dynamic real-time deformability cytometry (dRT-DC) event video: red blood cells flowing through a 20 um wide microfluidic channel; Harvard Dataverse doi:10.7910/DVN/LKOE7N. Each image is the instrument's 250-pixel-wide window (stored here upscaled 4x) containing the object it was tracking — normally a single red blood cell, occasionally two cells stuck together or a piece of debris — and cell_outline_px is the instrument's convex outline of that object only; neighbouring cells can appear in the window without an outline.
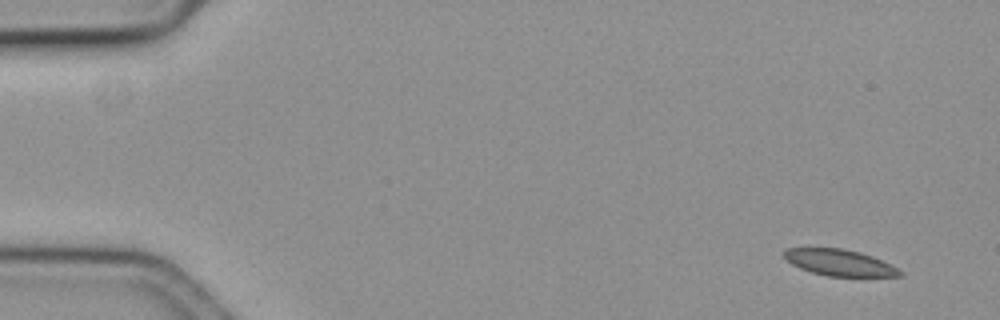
{"species": "common noctule bat (a hibernating species)", "species_latin": "Nyctalus noctula", "temperature_condition": "cold", "stored_images_in_passage": 11, "camera_frame_rate_fps": 3000, "um_per_image_px": 0.085, "animal": {"sex": "female", "body_mass_g": 19.3, "forearm_length_mm": 54.1}, "frame": {"image": 1, "passage_image": 1, "time_ms": 0.0, "image_size_px": [1000, 320], "cell_outline_px": [[904, 276], [828, 276], [812, 272], [800, 268], [792, 264], [784, 256], [784, 248], [844, 248], [860, 252], [872, 256], [904, 272]], "centroid_in_image_um": [71.35, 22.31], "position_along_channel_um": 13.6, "area_um2": 17.57}}